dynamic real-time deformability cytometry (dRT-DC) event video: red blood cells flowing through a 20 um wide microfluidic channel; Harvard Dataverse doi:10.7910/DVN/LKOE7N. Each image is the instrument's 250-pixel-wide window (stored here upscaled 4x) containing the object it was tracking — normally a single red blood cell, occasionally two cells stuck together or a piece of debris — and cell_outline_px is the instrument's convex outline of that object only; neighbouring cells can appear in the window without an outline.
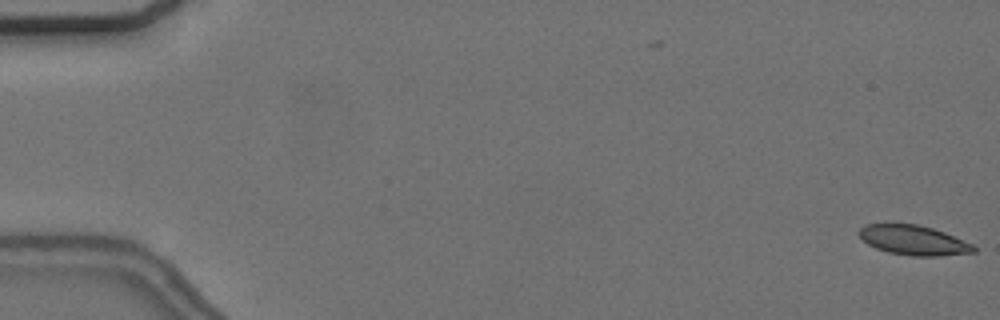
{"species": "common noctule bat (a hibernating species)", "species_latin": "Nyctalus noctula", "temperature_condition": "cold", "stored_images_in_passage": 16, "camera_frame_rate_fps": 3000, "um_per_image_px": 0.085, "animal": {"sex": "female", "body_mass_g": 24.6, "forearm_length_mm": 56.2}, "frame": {"image": 1, "passage_image": 1, "time_ms": 0.0, "image_size_px": [1000, 320], "cell_outline_px": [[976, 252], [940, 256], [912, 256], [888, 252], [876, 248], [868, 244], [860, 236], [860, 228], [864, 224], [916, 224], [932, 228], [944, 232], [972, 244], [976, 248]], "centroid_in_image_um": [77.67, 20.42], "position_along_channel_um": 7.3, "area_um2": 19.65}}